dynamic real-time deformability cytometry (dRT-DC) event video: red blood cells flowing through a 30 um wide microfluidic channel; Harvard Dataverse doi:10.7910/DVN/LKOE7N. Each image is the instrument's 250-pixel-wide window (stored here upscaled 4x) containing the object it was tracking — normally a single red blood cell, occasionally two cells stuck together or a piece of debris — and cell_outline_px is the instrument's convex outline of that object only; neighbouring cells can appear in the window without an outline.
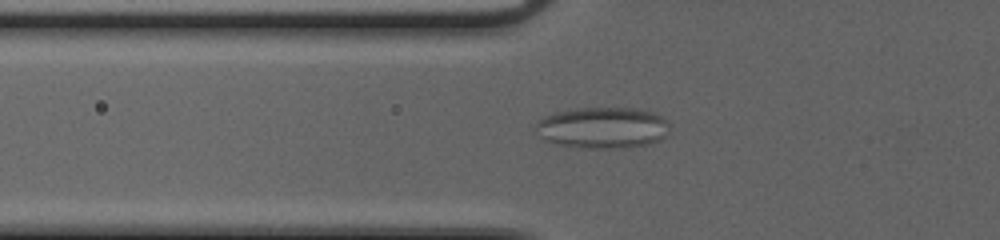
{"species": "common noctule bat (a hibernating species)", "species_latin": "Nyctalus noctula", "temperature_condition": "cold", "stored_images_in_passage": 56, "camera_frame_rate_fps": 3000, "um_per_image_px": 0.085, "animal": {"sex": "female", "body_mass_g": 20.0, "forearm_length_mm": 54.0}, "frame": {"image": 1, "passage_image": 23, "time_ms": 7.333, "image_size_px": [1000, 240], "cell_outline_px": [[668, 124], [664, 136], [660, 140], [648, 144], [624, 148], [584, 148], [556, 144], [544, 140], [532, 128], [544, 116], [556, 112], [576, 108], [636, 108], [652, 112], [660, 116]], "centroid_in_image_um": [51.16, 10.86], "position_along_channel_um": 74.6, "area_um2": 32.19}}
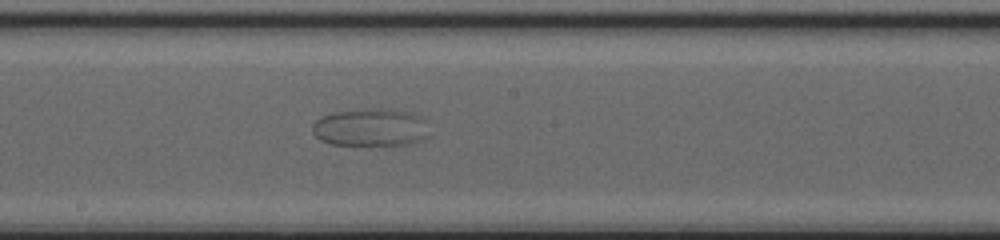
{"frame": {"image": 2, "passage_image": 34, "time_ms": 11.0, "image_size_px": [1000, 240], "cell_outline_px": [[428, 136], [420, 140], [408, 144], [332, 144], [320, 140], [312, 132], [312, 124], [320, 116], [336, 112], [388, 108], [392, 108], [412, 112], [420, 116], [424, 120]], "centroid_in_image_um": [31.49, 10.82], "position_along_channel_um": 216.7, "area_um2": 25.37}}
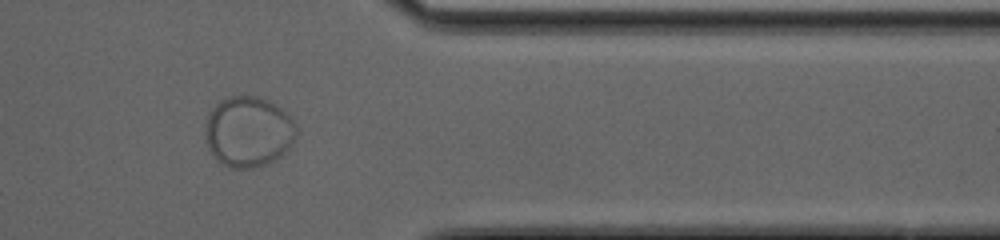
{"frame": {"image": 3, "passage_image": 48, "time_ms": 15.667, "image_size_px": [1000, 240], "cell_outline_px": [[296, 136], [292, 144], [280, 156], [264, 164], [252, 168], [228, 168], [216, 160], [212, 156], [208, 148], [204, 132], [204, 128], [208, 116], [212, 108], [220, 100], [228, 96], [256, 96], [268, 100], [288, 112], [296, 128]], "centroid_in_image_um": [21.08, 11.19], "position_along_channel_um": 390.3, "area_um2": 37.69}}